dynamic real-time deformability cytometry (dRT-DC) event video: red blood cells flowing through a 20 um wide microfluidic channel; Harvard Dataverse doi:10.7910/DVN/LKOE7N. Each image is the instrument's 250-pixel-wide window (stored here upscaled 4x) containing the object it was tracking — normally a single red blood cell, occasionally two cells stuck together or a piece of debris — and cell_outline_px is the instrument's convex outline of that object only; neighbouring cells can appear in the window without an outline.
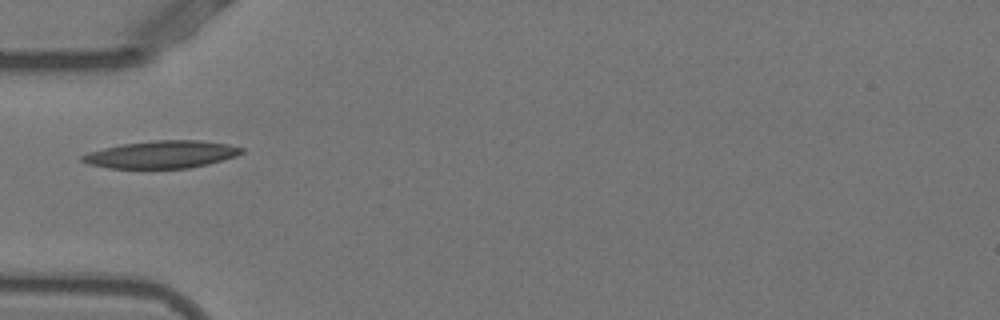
{"species": "Egyptian fruit bat (a non-hibernating species)", "species_latin": "Rousettus aegyptiacus", "temperature_condition": "warm", "stored_images_in_passage": 35, "camera_frame_rate_fps": 3000, "um_per_image_px": 0.085, "animal": {"sex": "female"}, "frame": {"image": 1, "passage_image": 1, "time_ms": 0.0, "image_size_px": [1000, 320], "cell_outline_px": [[244, 152], [236, 156], [208, 164], [188, 168], [108, 168], [88, 164], [80, 160], [80, 156], [88, 152], [104, 148], [124, 144], [156, 140], [200, 140], [228, 144], [244, 148]], "centroid_in_image_um": [13.74, 13.13], "position_along_channel_um": 71.3, "area_um2": 25.43}}
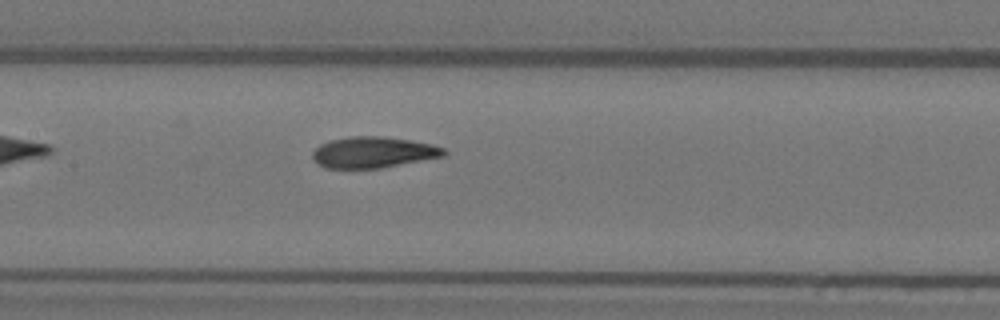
{"frame": {"image": 2, "passage_image": 9, "time_ms": 2.667, "image_size_px": [1000, 320], "cell_outline_px": [[448, 152], [444, 156], [380, 168], [324, 168], [312, 156], [312, 152], [320, 144], [328, 140], [348, 136], [384, 136], [432, 144], [444, 148]], "centroid_in_image_um": [31.72, 12.93], "position_along_channel_um": 175.7, "area_um2": 23.76}}
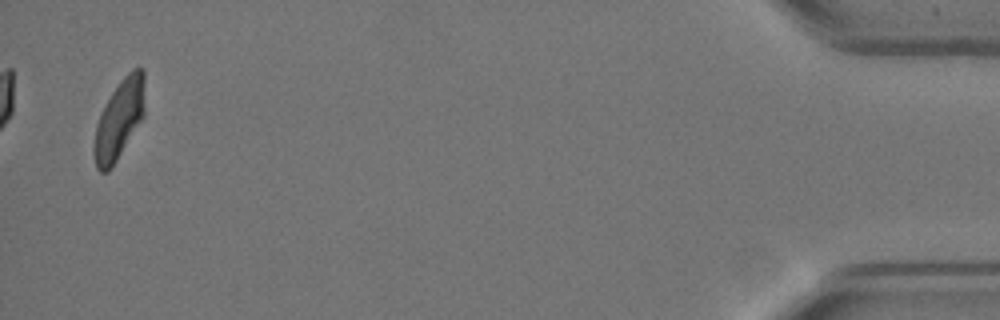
{"frame": {"image": 3, "passage_image": 35, "time_ms": 11.333, "image_size_px": [1000, 320], "cell_outline_px": [[144, 116], [116, 160], [108, 172], [100, 172], [96, 168], [92, 152], [92, 148], [96, 124], [112, 92], [120, 80], [132, 68], [144, 68]], "centroid_in_image_um": [10.12, 10.15], "position_along_channel_um": 425.1, "area_um2": 23.29}, "authors_computed_cell_mechanics": {"area_um2": 23.8714, "velocity_mm_per_s": 3.8684, "shape_relaxation_time_tau1_ms": 6.4367, "shape_relaxation_time_tau2_ms": 1.5905, "deformation_change_tau1": 0.2089, "deformation_change_tau2": 0.0892}}